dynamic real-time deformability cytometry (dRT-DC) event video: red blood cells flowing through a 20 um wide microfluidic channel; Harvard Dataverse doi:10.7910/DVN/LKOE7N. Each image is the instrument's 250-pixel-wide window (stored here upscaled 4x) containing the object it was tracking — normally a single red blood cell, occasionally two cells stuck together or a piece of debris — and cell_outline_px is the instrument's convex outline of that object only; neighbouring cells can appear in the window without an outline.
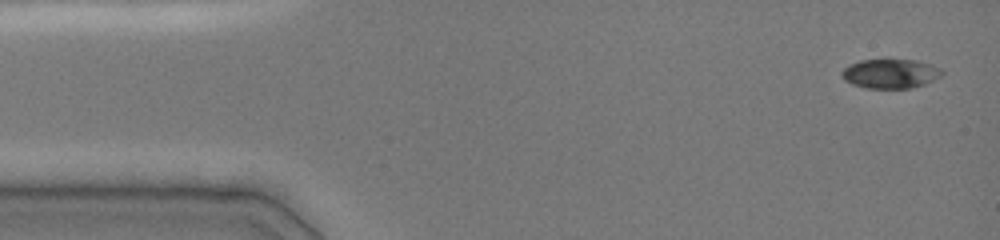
{"species": "common noctule bat (a hibernating species)", "species_latin": "Nyctalus noctula", "temperature_condition": "cold", "stored_images_in_passage": 39, "camera_frame_rate_fps": 3000, "um_per_image_px": 0.085, "animal": {"sex": "female", "body_mass_g": 19.0, "forearm_length_mm": 51.5}, "frame": {"image": 1, "passage_image": 1, "time_ms": 0.0, "image_size_px": [1000, 240], "cell_outline_px": [[944, 72], [940, 76], [924, 84], [908, 88], [868, 88], [852, 84], [844, 80], [840, 72], [848, 64], [860, 60], [916, 60], [940, 68]], "centroid_in_image_um": [75.64, 6.25], "position_along_channel_um": 9.4, "area_um2": 16.94}}
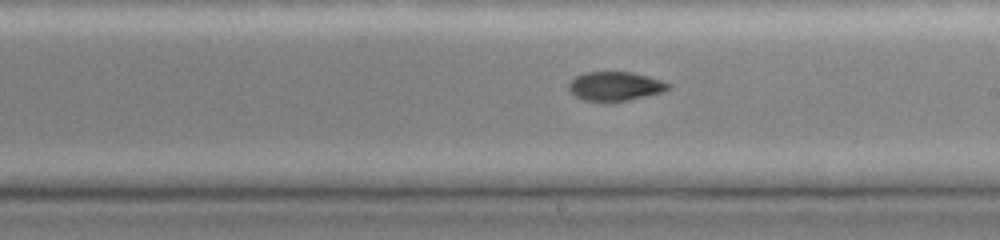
{"frame": {"image": 2, "passage_image": 21, "time_ms": 8.333, "image_size_px": [1000, 240], "cell_outline_px": [[672, 88], [660, 92], [628, 100], [584, 100], [576, 96], [568, 88], [568, 84], [576, 76], [584, 72], [632, 72], [648, 76], [672, 84]], "centroid_in_image_um": [52.31, 7.3], "position_along_channel_um": 236.7, "area_um2": 16.47}}
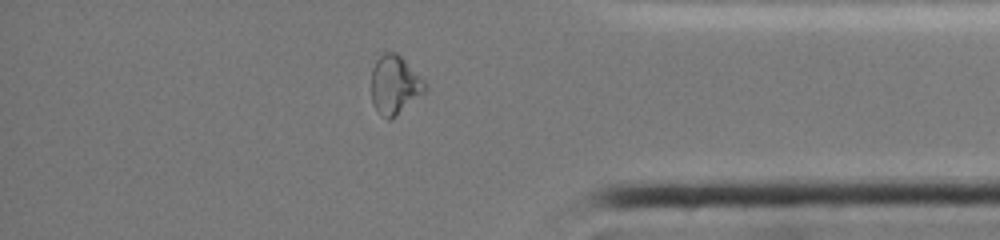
{"frame": {"image": 3, "passage_image": 35, "time_ms": 12.667, "image_size_px": [1000, 240], "cell_outline_px": [[428, 88], [424, 92], [392, 120], [388, 120], [380, 116], [376, 112], [372, 104], [372, 68], [376, 60], [384, 52], [396, 52], [428, 84]], "centroid_in_image_um": [33.54, 7.26], "position_along_channel_um": 401.7, "area_um2": 18.5}, "authors_computed_cell_mechanics": {"area_um2": 17.34, "velocity_mm_per_s": 4.0146, "shape_relaxation_time_tau1_ms": 6.1218, "shape_relaxation_time_tau2_ms": 4.463, "deformation_change_tau1": 0.1898, "deformation_change_tau2": 0.0866}}